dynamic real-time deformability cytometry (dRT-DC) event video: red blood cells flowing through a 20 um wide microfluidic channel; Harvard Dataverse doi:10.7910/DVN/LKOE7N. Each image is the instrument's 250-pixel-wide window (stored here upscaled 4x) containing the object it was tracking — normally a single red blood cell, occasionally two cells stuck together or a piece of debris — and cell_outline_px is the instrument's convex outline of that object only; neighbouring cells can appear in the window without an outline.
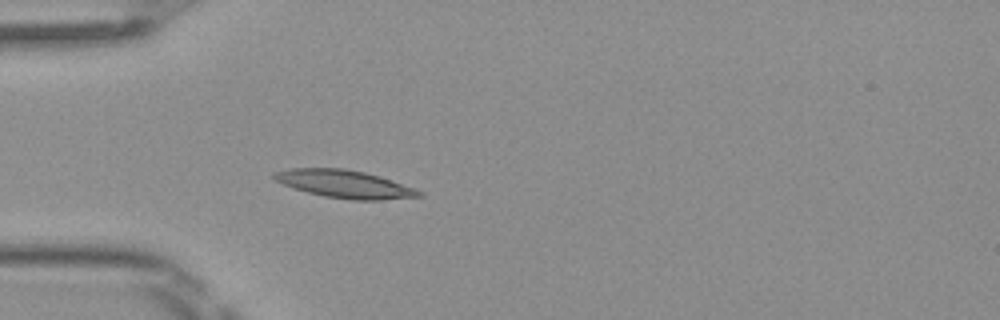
{"species": "Egyptian fruit bat (a non-hibernating species)", "species_latin": "Rousettus aegyptiacus", "temperature_condition": "room temperature", "stored_images_in_passage": 5, "camera_frame_rate_fps": 3000, "um_per_image_px": 0.085, "frame": {"image": 1, "passage_image": 5, "time_ms": 1.333, "image_size_px": [1000, 320], "cell_outline_px": [[424, 196], [380, 200], [352, 200], [324, 196], [308, 192], [284, 184], [276, 180], [272, 176], [272, 172], [292, 168], [344, 168], [364, 172], [424, 192]], "centroid_in_image_um": [29.26, 15.64], "position_along_channel_um": 55.7, "area_um2": 23.0}}